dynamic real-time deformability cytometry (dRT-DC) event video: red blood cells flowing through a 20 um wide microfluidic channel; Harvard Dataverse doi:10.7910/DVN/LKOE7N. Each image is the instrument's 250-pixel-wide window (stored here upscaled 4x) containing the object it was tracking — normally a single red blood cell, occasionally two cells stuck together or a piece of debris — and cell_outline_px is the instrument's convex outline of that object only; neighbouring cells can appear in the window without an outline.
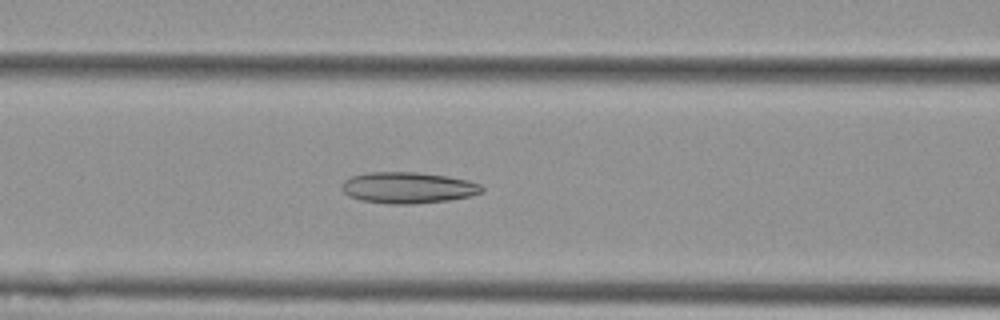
{"species": "Egyptian fruit bat (a non-hibernating species)", "species_latin": "Rousettus aegyptiacus", "temperature_condition": "cold", "stored_images_in_passage": 40, "camera_frame_rate_fps": 3000, "um_per_image_px": 0.085, "animal": {"sex": "female"}, "frame": {"image": 1, "passage_image": 12, "time_ms": 3.667, "image_size_px": [1000, 320], "cell_outline_px": [[484, 192], [472, 196], [448, 200], [412, 204], [388, 204], [360, 200], [348, 196], [340, 188], [340, 184], [344, 180], [352, 176], [368, 172], [416, 172], [448, 176], [468, 180], [480, 184], [484, 188]], "centroid_in_image_um": [34.67, 15.95], "position_along_channel_um": 131.9, "area_um2": 25.78}}
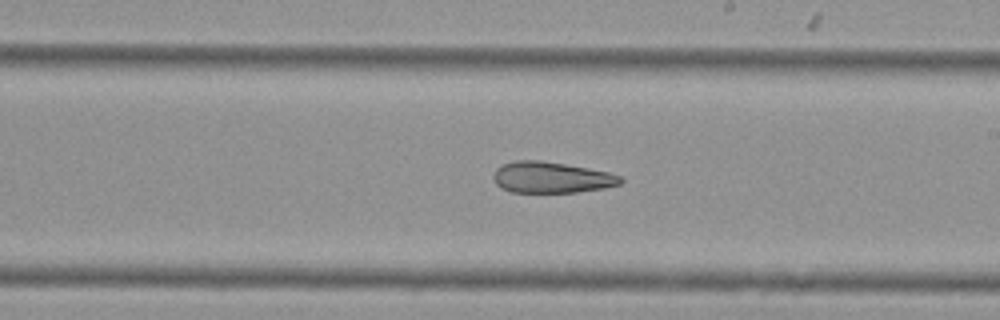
{"frame": {"image": 2, "passage_image": 21, "time_ms": 6.667, "image_size_px": [1000, 320], "cell_outline_px": [[624, 180], [620, 184], [604, 188], [576, 192], [512, 192], [500, 188], [496, 184], [492, 176], [496, 168], [500, 164], [516, 160], [540, 160], [564, 164], [608, 172], [620, 176]], "centroid_in_image_um": [46.82, 15.08], "position_along_channel_um": 242.2, "area_um2": 23.06}}
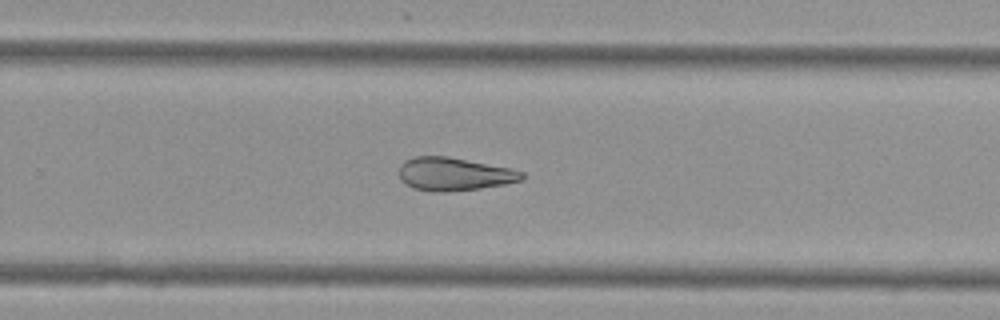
{"frame": {"image": 3, "passage_image": 25, "time_ms": 8.0, "image_size_px": [1000, 320], "cell_outline_px": [[524, 176], [520, 180], [504, 184], [480, 188], [440, 192], [436, 192], [412, 188], [404, 184], [400, 180], [400, 164], [404, 160], [416, 156], [448, 156], [508, 168], [524, 172]], "centroid_in_image_um": [38.54, 14.79], "position_along_channel_um": 291.3, "area_um2": 23.52}, "authors_computed_cell_mechanics": {"area_um2": 25.3164, "velocity_mm_per_s": 3.6853, "shape_relaxation_time_tau1_ms": null, "shape_relaxation_time_tau2_ms": 6.3492, "deformation_change_tau1": null, "deformation_change_tau2": 0.1737}}